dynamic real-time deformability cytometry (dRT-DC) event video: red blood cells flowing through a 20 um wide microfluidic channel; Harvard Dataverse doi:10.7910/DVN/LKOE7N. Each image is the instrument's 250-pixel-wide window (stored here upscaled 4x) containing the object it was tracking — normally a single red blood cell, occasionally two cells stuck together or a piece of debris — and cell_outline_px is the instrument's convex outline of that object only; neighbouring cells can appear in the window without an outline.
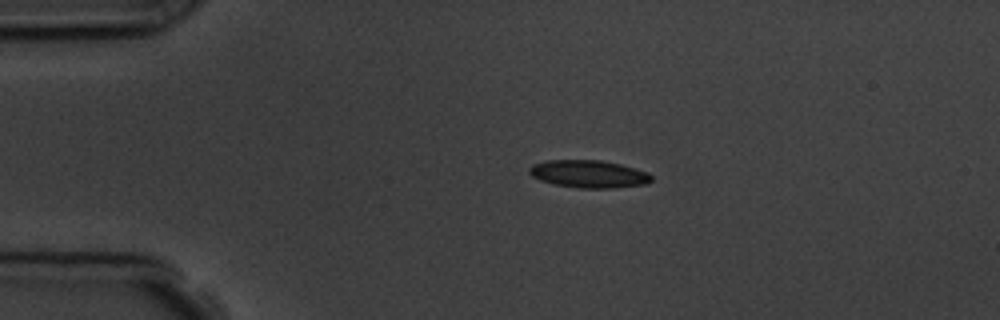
{"species": "common noctule bat (a hibernating species)", "species_latin": "Nyctalus noctula", "temperature_condition": "room temperature", "stored_images_in_passage": 4, "camera_frame_rate_fps": 3000, "um_per_image_px": 0.085, "animal": {"sex": "male", "body_mass_g": 19.5, "forearm_length_mm": 54.6}, "frame": {"image": 1, "passage_image": 3, "time_ms": 2.333, "image_size_px": [1000, 320], "cell_outline_px": [[652, 180], [644, 184], [616, 188], [580, 188], [552, 184], [540, 180], [532, 176], [528, 172], [528, 168], [532, 164], [548, 160], [600, 160], [620, 164], [648, 172], [652, 176]], "centroid_in_image_um": [50.02, 14.79], "position_along_channel_um": 35.0, "area_um2": 19.71}}
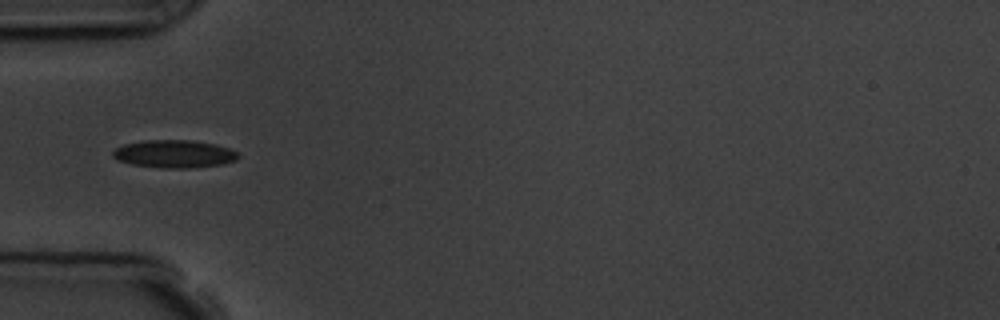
{"frame": {"image": 2, "passage_image": 4, "time_ms": 4.333, "image_size_px": [1000, 320], "cell_outline_px": [[240, 156], [236, 160], [224, 164], [188, 168], [164, 168], [132, 164], [116, 160], [112, 156], [112, 152], [116, 148], [124, 144], [144, 140], [192, 140], [216, 144], [228, 148], [236, 152]], "centroid_in_image_um": [14.8, 13.08], "position_along_channel_um": 70.2, "area_um2": 20.35}}